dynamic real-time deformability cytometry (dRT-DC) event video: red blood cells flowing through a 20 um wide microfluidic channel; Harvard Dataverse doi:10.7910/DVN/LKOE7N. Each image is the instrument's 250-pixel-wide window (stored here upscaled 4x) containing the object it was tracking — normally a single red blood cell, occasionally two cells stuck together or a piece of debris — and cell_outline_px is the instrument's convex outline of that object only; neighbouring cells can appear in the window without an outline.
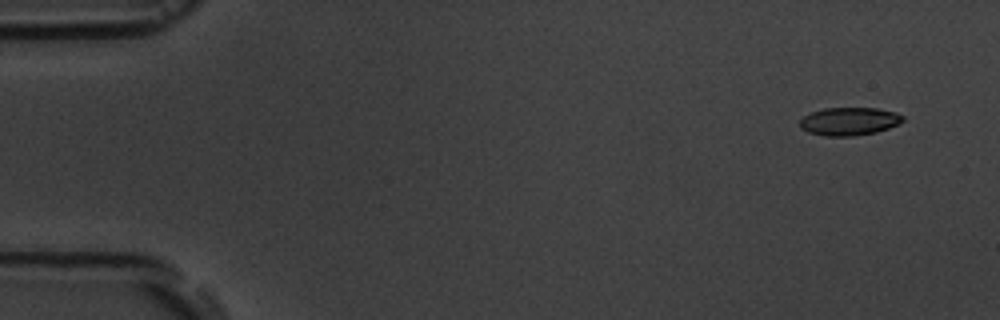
{"species": "common noctule bat (a hibernating species)", "species_latin": "Nyctalus noctula", "temperature_condition": "room temperature", "stored_images_in_passage": 5, "camera_frame_rate_fps": 3000, "um_per_image_px": 0.085, "animal": {"sex": "male", "body_mass_g": 19.5, "forearm_length_mm": 54.6}, "frame": {"image": 1, "passage_image": 1, "time_ms": 0.0, "image_size_px": [1000, 320], "cell_outline_px": [[904, 120], [900, 124], [876, 132], [852, 136], [824, 136], [808, 132], [800, 128], [800, 120], [804, 116], [812, 112], [824, 108], [876, 108], [896, 112], [904, 116]], "centroid_in_image_um": [72.2, 10.31], "position_along_channel_um": 12.8, "area_um2": 16.88}}
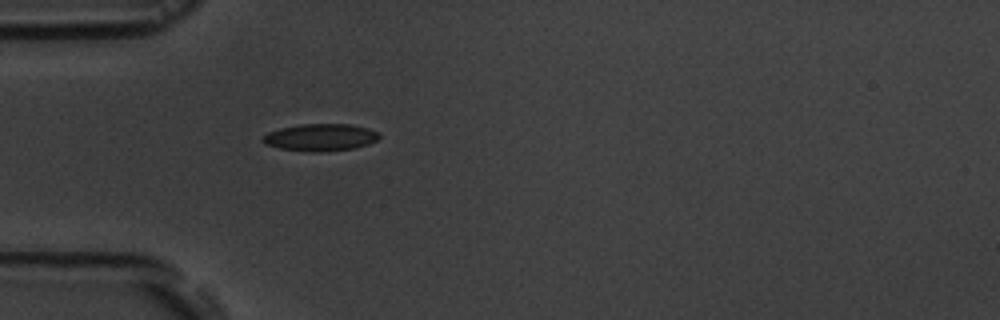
{"frame": {"image": 2, "passage_image": 5, "time_ms": 4.333, "image_size_px": [1000, 320], "cell_outline_px": [[380, 136], [376, 140], [368, 144], [356, 148], [320, 152], [312, 152], [280, 148], [264, 144], [260, 140], [268, 132], [280, 128], [304, 124], [352, 124], [368, 128], [380, 132]], "centroid_in_image_um": [27.26, 11.67], "position_along_channel_um": 57.7, "area_um2": 18.5}}